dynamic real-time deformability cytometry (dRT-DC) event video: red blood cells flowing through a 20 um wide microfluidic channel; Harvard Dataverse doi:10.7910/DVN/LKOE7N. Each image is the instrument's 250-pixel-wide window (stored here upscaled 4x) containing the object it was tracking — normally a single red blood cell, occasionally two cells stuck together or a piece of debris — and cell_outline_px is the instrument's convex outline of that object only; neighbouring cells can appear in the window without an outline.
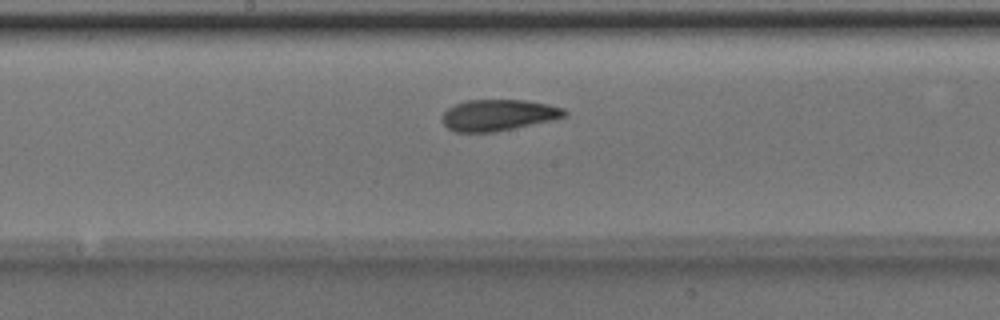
{"species": "Egyptian fruit bat (a non-hibernating species)", "species_latin": "Rousettus aegyptiacus", "temperature_condition": "room temperature", "stored_images_in_passage": 45, "camera_frame_rate_fps": 3000, "um_per_image_px": 0.085, "animal": {"sex": "male"}, "frame": {"image": 1, "passage_image": 21, "time_ms": 6.667, "image_size_px": [1000, 320], "cell_outline_px": [[568, 116], [552, 120], [492, 132], [456, 132], [448, 128], [440, 120], [444, 112], [448, 108], [456, 104], [468, 100], [524, 100], [548, 104], [564, 108], [568, 112]], "centroid_in_image_um": [42.36, 9.78], "position_along_channel_um": 205.8, "area_um2": 22.2}}
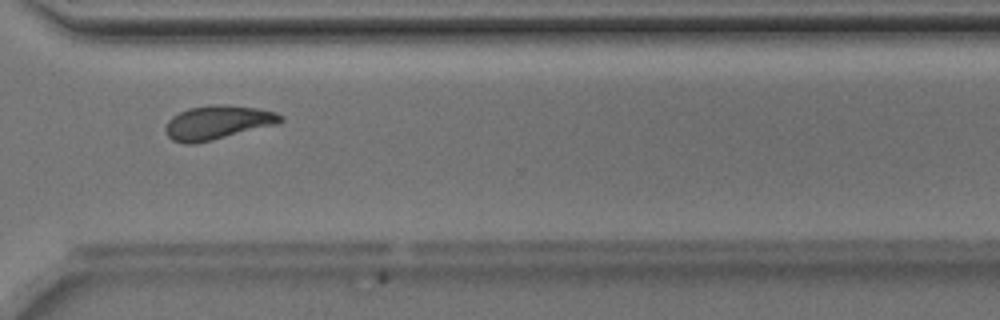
{"frame": {"image": 2, "passage_image": 32, "time_ms": 10.333, "image_size_px": [1000, 320], "cell_outline_px": [[284, 120], [280, 124], [212, 140], [192, 144], [184, 144], [172, 140], [168, 136], [164, 128], [168, 120], [172, 116], [188, 108], [212, 104], [228, 104], [256, 108], [276, 112], [284, 116]], "centroid_in_image_um": [18.52, 10.41], "position_along_channel_um": 352.1, "area_um2": 23.06}}
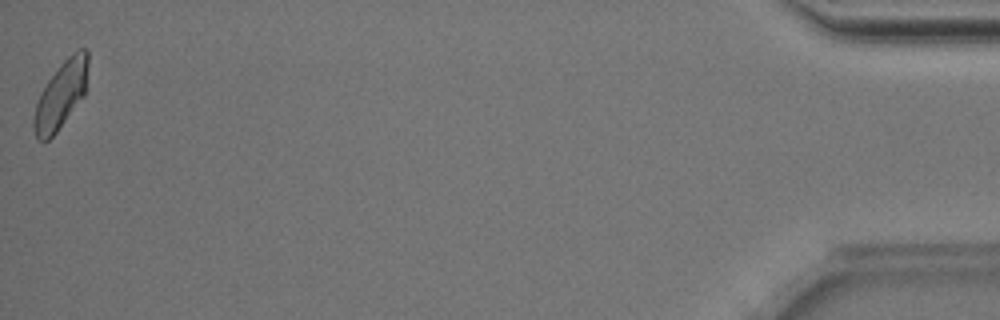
{"frame": {"image": 3, "passage_image": 45, "time_ms": 14.667, "image_size_px": [1000, 320], "cell_outline_px": [[88, 64], [84, 96], [56, 132], [48, 140], [36, 140], [32, 128], [32, 120], [36, 104], [40, 92], [48, 80], [60, 64], [68, 56], [80, 48], [88, 48]], "centroid_in_image_um": [5.16, 8.07], "position_along_channel_um": 430.0, "area_um2": 21.21}, "authors_computed_cell_mechanics": {"area_um2": 22.0796, "velocity_mm_per_s": 3.9961, "shape_relaxation_time_tau1_ms": 4.2437, "shape_relaxation_time_tau2_ms": 2.2772, "deformation_change_tau1": 0.1337, "deformation_change_tau2": 0.0671}}